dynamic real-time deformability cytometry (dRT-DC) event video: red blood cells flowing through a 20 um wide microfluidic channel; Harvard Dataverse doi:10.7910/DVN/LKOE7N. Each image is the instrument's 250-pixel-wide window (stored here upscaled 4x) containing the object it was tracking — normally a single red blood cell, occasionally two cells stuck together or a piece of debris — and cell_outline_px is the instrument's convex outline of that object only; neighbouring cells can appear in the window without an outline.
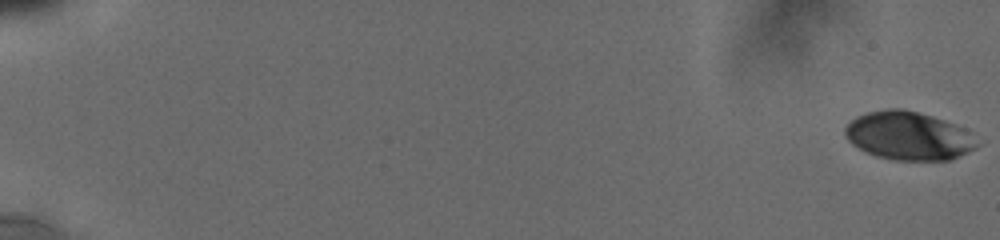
{"species": "human", "species_latin": "Homo sapiens", "temperature_condition": "cold", "stored_images_in_passage": 7, "camera_frame_rate_fps": 3000, "um_per_image_px": 0.085, "donor": {"sex": "male"}, "frame": {"image": 1, "passage_image": 1, "time_ms": 0.0, "image_size_px": [1000, 240], "cell_outline_px": [[980, 144], [976, 148], [968, 152], [948, 160], [892, 160], [876, 156], [852, 144], [848, 140], [844, 132], [844, 128], [856, 116], [868, 112], [888, 108], [904, 108], [932, 116], [944, 120], [964, 128]], "centroid_in_image_um": [77.22, 11.54], "position_along_channel_um": 7.8, "area_um2": 37.11}}